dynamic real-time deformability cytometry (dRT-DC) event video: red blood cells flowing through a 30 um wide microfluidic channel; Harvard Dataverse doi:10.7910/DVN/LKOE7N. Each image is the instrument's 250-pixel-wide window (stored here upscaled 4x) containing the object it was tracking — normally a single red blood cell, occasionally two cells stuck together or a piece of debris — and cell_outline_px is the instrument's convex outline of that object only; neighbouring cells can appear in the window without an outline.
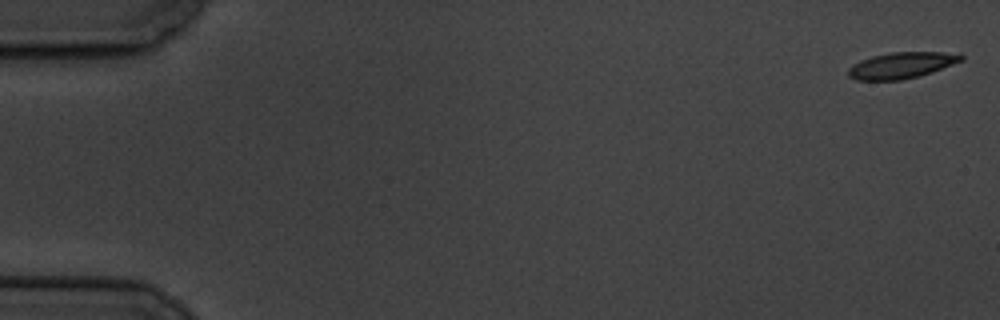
{"species": "common noctule bat (a hibernating species)", "species_latin": "Nyctalus noctula", "temperature_condition": "cold", "stored_images_in_passage": 7, "camera_frame_rate_fps": 3000, "um_per_image_px": 0.085, "animal": {"sex": "male", "body_mass_g": 19.5, "forearm_length_mm": 54.6}, "frame": {"image": 1, "passage_image": 1, "time_ms": 0.0, "image_size_px": [1000, 320], "cell_outline_px": [[964, 60], [932, 72], [920, 76], [900, 80], [856, 80], [848, 76], [848, 68], [852, 64], [860, 60], [872, 56], [892, 52], [960, 52], [964, 56]], "centroid_in_image_um": [76.66, 5.54], "position_along_channel_um": 8.3, "area_um2": 17.46}}
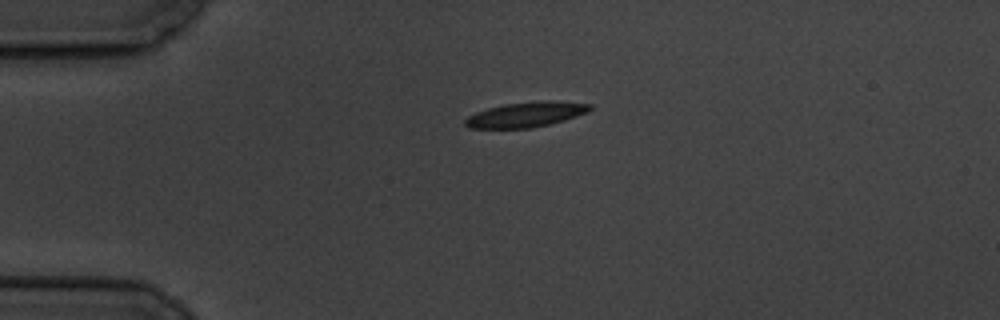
{"frame": {"image": 2, "passage_image": 5, "time_ms": 4.333, "image_size_px": [1000, 320], "cell_outline_px": [[592, 108], [588, 112], [564, 120], [532, 128], [468, 128], [464, 124], [464, 120], [468, 116], [476, 112], [488, 108], [504, 104], [544, 100], [592, 104]], "centroid_in_image_um": [44.69, 9.74], "position_along_channel_um": 40.3, "area_um2": 18.15}}
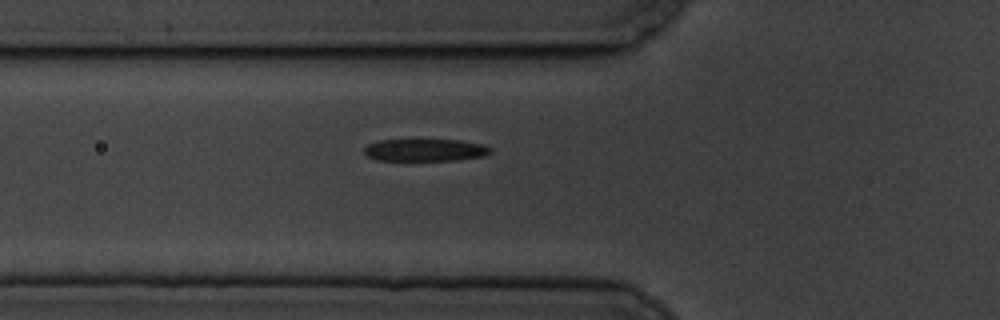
{"frame": {"image": 3, "passage_image": 7, "time_ms": 6.667, "image_size_px": [1000, 320], "cell_outline_px": [[492, 152], [484, 156], [456, 160], [376, 160], [368, 156], [364, 152], [364, 148], [368, 144], [380, 140], [460, 140], [480, 144], [492, 148]], "centroid_in_image_um": [36.14, 12.75], "position_along_channel_um": 89.7, "area_um2": 16.3}}